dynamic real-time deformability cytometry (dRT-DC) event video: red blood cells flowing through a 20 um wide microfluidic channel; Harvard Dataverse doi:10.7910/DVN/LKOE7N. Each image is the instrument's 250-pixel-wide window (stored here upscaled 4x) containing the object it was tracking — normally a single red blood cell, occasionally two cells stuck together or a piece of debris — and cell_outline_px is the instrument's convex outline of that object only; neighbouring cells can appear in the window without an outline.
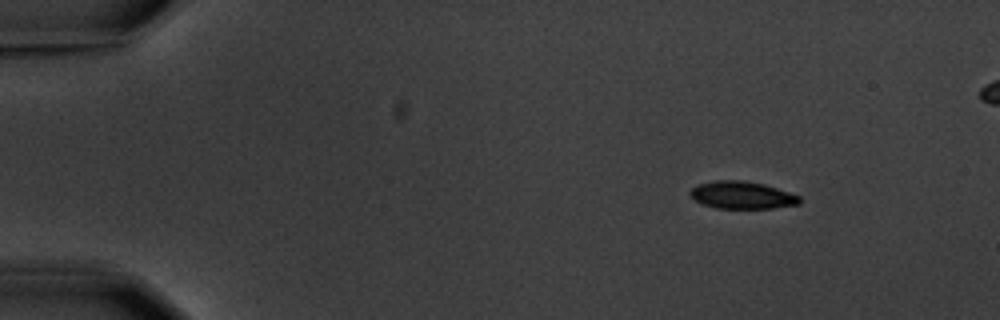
{"species": "common noctule bat (a hibernating species)", "species_latin": "Nyctalus noctula", "temperature_condition": "warm", "stored_images_in_passage": 6, "camera_frame_rate_fps": 3000, "um_per_image_px": 0.085, "animal": {"sex": "male", "body_mass_g": 20.1, "forearm_length_mm": 53.5}, "frame": {"image": 1, "passage_image": 2, "time_ms": 1.333, "image_size_px": [1000, 320], "cell_outline_px": [[800, 204], [772, 208], [716, 208], [704, 204], [696, 200], [688, 192], [692, 188], [700, 184], [716, 180], [744, 180], [764, 184], [800, 196]], "centroid_in_image_um": [63.08, 16.58], "position_along_channel_um": 21.9, "area_um2": 17.28}}
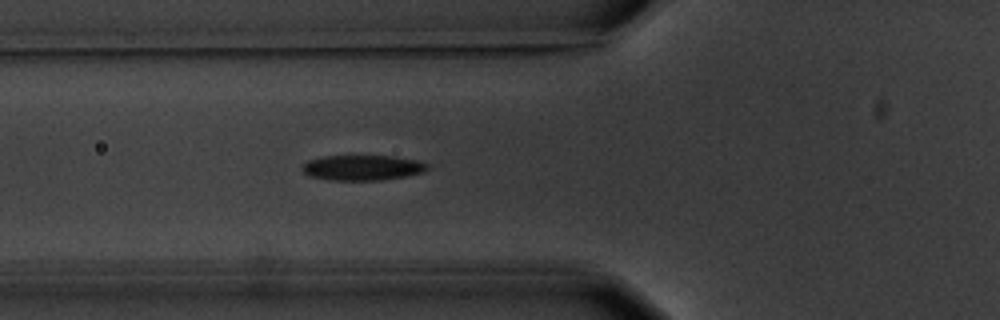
{"frame": {"image": 2, "passage_image": 6, "time_ms": 6.0, "image_size_px": [1000, 320], "cell_outline_px": [[428, 168], [424, 172], [404, 176], [380, 180], [328, 180], [308, 176], [300, 168], [308, 160], [324, 156], [392, 156], [416, 160], [428, 164]], "centroid_in_image_um": [30.77, 14.25], "position_along_channel_um": 95.0, "area_um2": 18.38}}